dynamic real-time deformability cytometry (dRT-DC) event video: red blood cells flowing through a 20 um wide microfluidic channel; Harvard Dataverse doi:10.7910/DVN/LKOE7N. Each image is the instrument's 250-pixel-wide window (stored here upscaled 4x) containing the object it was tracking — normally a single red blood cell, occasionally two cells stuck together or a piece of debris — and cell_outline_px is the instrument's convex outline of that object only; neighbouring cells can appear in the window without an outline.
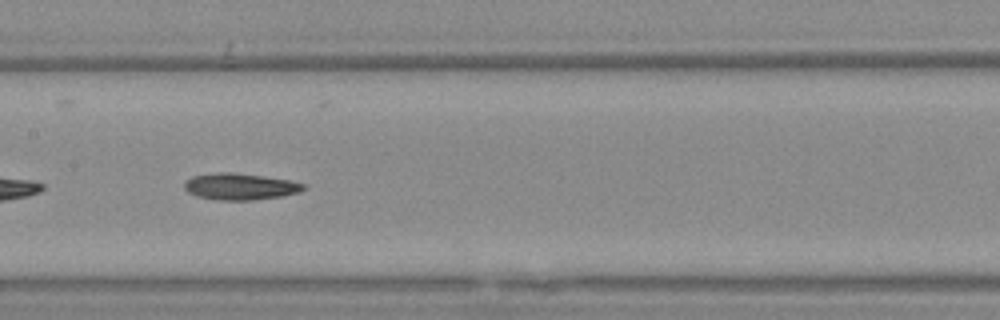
{"species": "Egyptian fruit bat (a non-hibernating species)", "species_latin": "Rousettus aegyptiacus", "temperature_condition": "warm", "stored_images_in_passage": 37, "camera_frame_rate_fps": 3000, "um_per_image_px": 0.085, "animal": {"sex": "female"}, "frame": {"image": 1, "passage_image": 11, "time_ms": 3.333, "image_size_px": [1000, 320], "cell_outline_px": [[304, 188], [300, 192], [280, 196], [252, 200], [216, 200], [196, 196], [188, 192], [184, 188], [184, 180], [192, 176], [216, 172], [228, 172], [264, 176], [288, 180], [304, 184]], "centroid_in_image_um": [20.34, 15.85], "position_along_channel_um": 187.1, "area_um2": 18.38}}
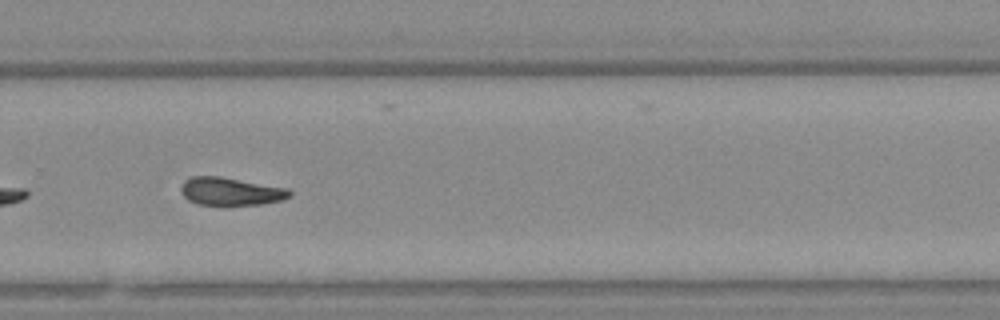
{"frame": {"image": 2, "passage_image": 21, "time_ms": 6.667, "image_size_px": [1000, 320], "cell_outline_px": [[292, 196], [280, 200], [260, 204], [224, 208], [196, 204], [188, 200], [180, 192], [180, 188], [184, 180], [192, 176], [220, 176], [288, 188], [292, 192]], "centroid_in_image_um": [19.57, 16.31], "position_along_channel_um": 310.2, "area_um2": 18.5}}